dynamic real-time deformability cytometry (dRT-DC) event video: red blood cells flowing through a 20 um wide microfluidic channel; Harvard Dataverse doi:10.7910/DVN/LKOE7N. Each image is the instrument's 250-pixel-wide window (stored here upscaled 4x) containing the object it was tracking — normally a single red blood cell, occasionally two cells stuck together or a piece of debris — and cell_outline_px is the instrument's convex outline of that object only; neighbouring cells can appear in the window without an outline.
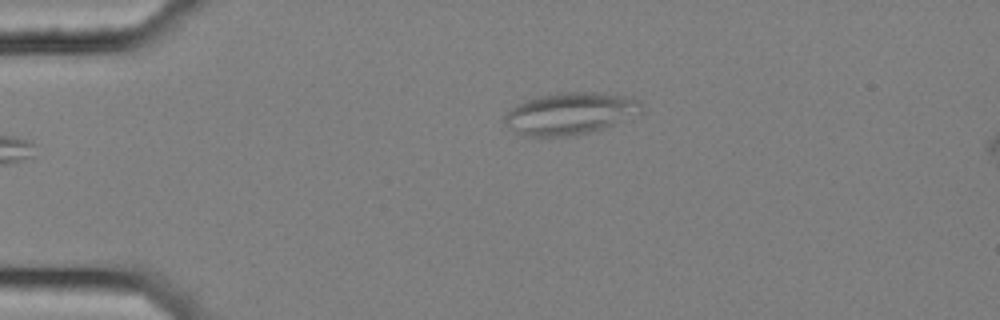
{"species": "common noctule bat (a hibernating species)", "species_latin": "Nyctalus noctula", "temperature_condition": "cold", "stored_images_in_passage": 45, "camera_frame_rate_fps": 3000, "um_per_image_px": 0.085, "animal": {"sex": "female", "body_mass_g": 25.1}, "frame": {"image": 1, "passage_image": 1, "time_ms": 0.0, "image_size_px": [1000, 320], "cell_outline_px": [[640, 112], [604, 128], [572, 136], [524, 136], [508, 128], [500, 120], [516, 104], [524, 100], [556, 92], [604, 92], [632, 96], [640, 104]], "centroid_in_image_um": [48.39, 9.63], "position_along_channel_um": 36.6, "area_um2": 33.58}}
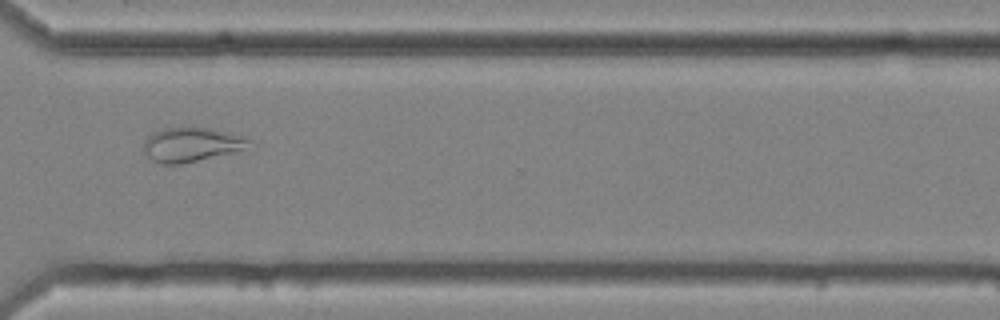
{"frame": {"image": 2, "passage_image": 31, "time_ms": 10.0, "image_size_px": [1000, 320], "cell_outline_px": [[256, 148], [252, 152], [180, 164], [160, 164], [152, 160], [140, 148], [144, 140], [152, 132], [164, 128], [208, 128], [228, 132], [256, 140]], "centroid_in_image_um": [16.49, 12.33], "position_along_channel_um": 354.1, "area_um2": 22.66}}
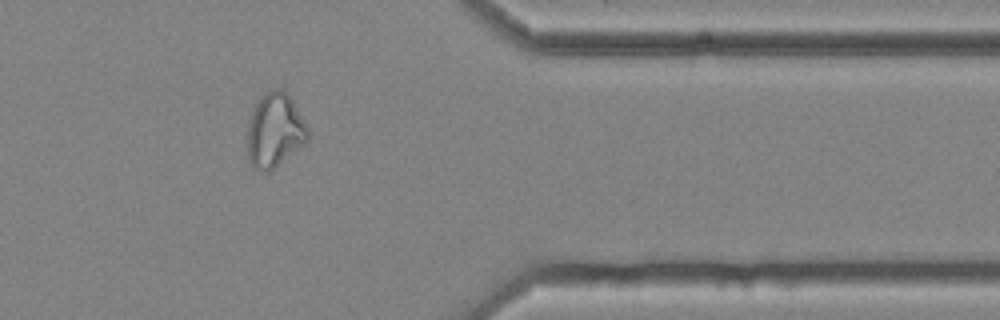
{"frame": {"image": 3, "passage_image": 35, "time_ms": 11.333, "image_size_px": [1000, 320], "cell_outline_px": [[308, 140], [304, 144], [268, 172], [260, 172], [252, 168], [248, 160], [248, 128], [252, 112], [256, 104], [268, 88], [280, 88], [292, 100], [308, 128]], "centroid_in_image_um": [23.34, 11.1], "position_along_channel_um": 388.1, "area_um2": 25.84}, "authors_computed_cell_mechanics": {"area_um2": 24.276, "velocity_mm_per_s": 3.5959, "shape_relaxation_time_tau1_ms": null, "shape_relaxation_time_tau2_ms": 3.1212, "deformation_change_tau1": null, "deformation_change_tau2": 0.1077}}